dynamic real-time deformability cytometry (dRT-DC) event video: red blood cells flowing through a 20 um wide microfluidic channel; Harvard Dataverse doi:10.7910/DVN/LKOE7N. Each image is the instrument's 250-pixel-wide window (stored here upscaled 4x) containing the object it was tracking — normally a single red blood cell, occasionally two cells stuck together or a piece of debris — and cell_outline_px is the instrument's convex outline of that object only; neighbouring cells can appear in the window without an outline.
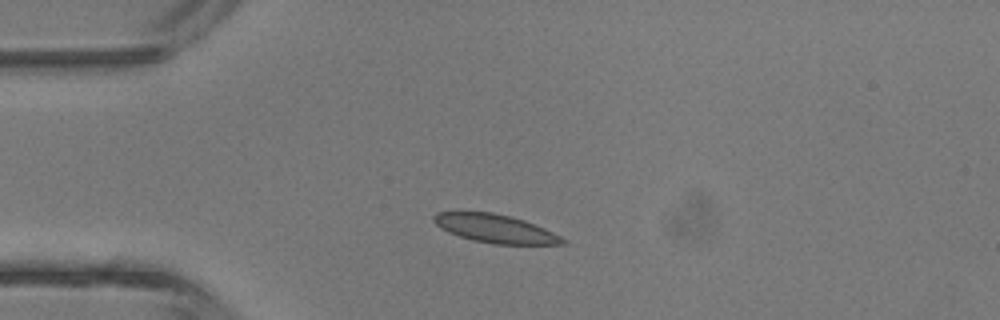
{"species": "common noctule bat (a hibernating species)", "species_latin": "Nyctalus noctula", "temperature_condition": "room temperature", "stored_images_in_passage": 2, "camera_frame_rate_fps": 3000, "um_per_image_px": 0.085, "animal": {"sex": "male", "body_mass_g": 13.3}, "frame": {"image": 1, "passage_image": 2, "time_ms": 1.0, "image_size_px": [1000, 320], "cell_outline_px": [[568, 244], [492, 244], [472, 240], [448, 232], [440, 228], [432, 220], [432, 216], [436, 212], [492, 212], [512, 216], [524, 220], [544, 228], [568, 240]], "centroid_in_image_um": [42.1, 19.43], "position_along_channel_um": 42.9, "area_um2": 21.39}}